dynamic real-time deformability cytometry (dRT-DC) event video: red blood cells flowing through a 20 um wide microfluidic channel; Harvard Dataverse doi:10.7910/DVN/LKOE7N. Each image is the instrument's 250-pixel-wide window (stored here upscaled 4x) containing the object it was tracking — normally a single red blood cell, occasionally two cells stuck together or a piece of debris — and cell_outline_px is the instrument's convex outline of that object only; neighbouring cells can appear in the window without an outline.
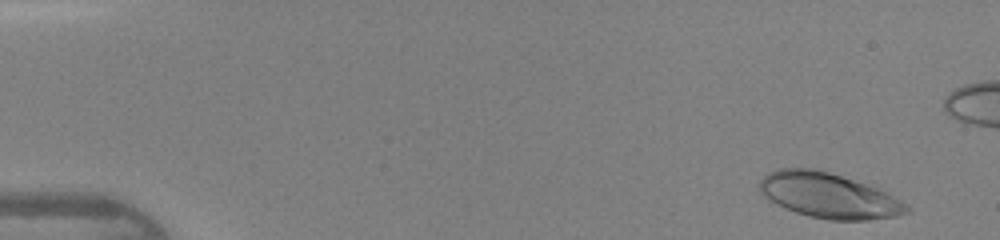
{"species": "human", "species_latin": "Homo sapiens", "temperature_condition": "warm", "stored_images_in_passage": 42, "camera_frame_rate_fps": 3000, "um_per_image_px": 0.085, "donor": {"sex": "female"}, "frame": {"image": 1, "passage_image": 2, "time_ms": 0.333, "image_size_px": [1000, 240], "cell_outline_px": [[912, 212], [896, 216], [868, 220], [828, 220], [808, 216], [784, 208], [776, 204], [764, 196], [760, 192], [760, 180], [768, 172], [780, 168], [812, 168], [828, 172], [876, 188], [908, 204], [912, 208]], "centroid_in_image_um": [70.44, 16.64], "position_along_channel_um": 14.6, "area_um2": 38.44}}
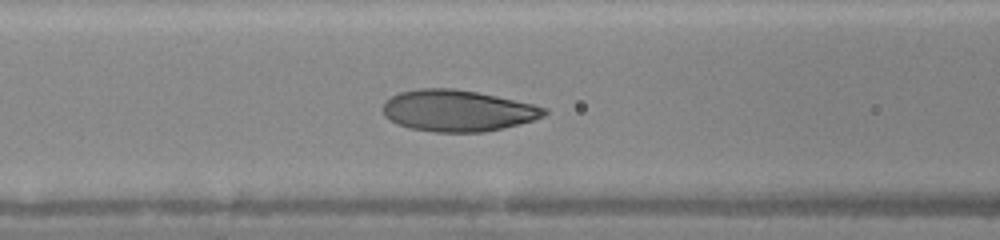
{"frame": {"image": 2, "passage_image": 19, "time_ms": 6.0, "image_size_px": [1000, 240], "cell_outline_px": [[548, 112], [544, 116], [532, 120], [484, 132], [436, 132], [408, 128], [396, 124], [388, 120], [384, 116], [384, 100], [400, 92], [420, 88], [452, 88], [476, 92], [496, 96], [532, 104], [548, 108]], "centroid_in_image_um": [38.85, 9.41], "position_along_channel_um": 127.8, "area_um2": 38.78}}
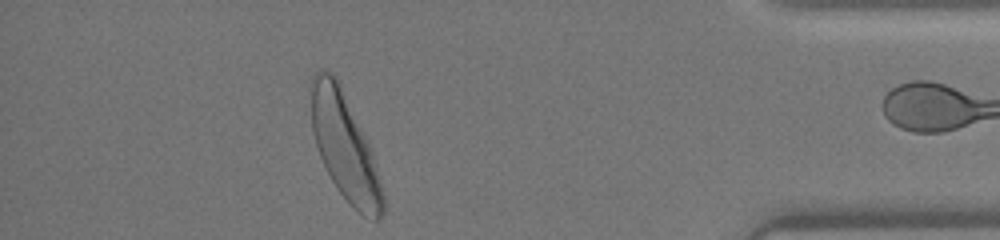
{"frame": {"image": 3, "passage_image": 41, "time_ms": 13.333, "image_size_px": [1000, 240], "cell_outline_px": [[384, 212], [380, 220], [376, 220], [364, 216], [356, 212], [348, 204], [336, 188], [320, 156], [312, 132], [308, 88], [312, 76], [320, 68], [324, 68], [332, 72], [336, 76], [340, 84], [368, 144], [384, 192]], "centroid_in_image_um": [29.25, 12.43], "position_along_channel_um": 405.9, "area_um2": 44.8}, "authors_computed_cell_mechanics": {"area_um2": 38.4659, "velocity_mm_per_s": 4.3235, "shape_relaxation_time_tau1_ms": 2.4938, "shape_relaxation_time_tau2_ms": 0.5409, "deformation_change_tau1": 0.1494, "deformation_change_tau2": 0.0576}}